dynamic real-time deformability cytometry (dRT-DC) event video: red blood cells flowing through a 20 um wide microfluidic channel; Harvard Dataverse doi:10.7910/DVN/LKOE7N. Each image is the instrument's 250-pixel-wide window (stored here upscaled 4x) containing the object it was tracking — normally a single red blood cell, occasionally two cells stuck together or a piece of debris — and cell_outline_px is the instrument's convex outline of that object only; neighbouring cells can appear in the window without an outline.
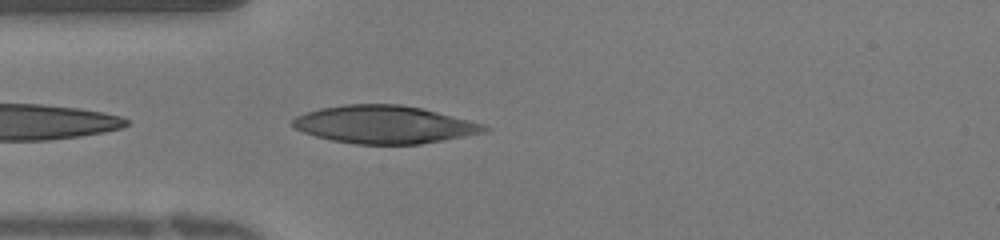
{"species": "human", "species_latin": "Homo sapiens", "temperature_condition": "warm", "stored_images_in_passage": 26, "camera_frame_rate_fps": 3000, "um_per_image_px": 0.085, "donor": {"sex": "female"}, "frame": {"image": 1, "passage_image": 1, "time_ms": 0.0, "image_size_px": [1000, 240], "cell_outline_px": [[492, 128], [488, 132], [444, 140], [420, 144], [356, 144], [332, 140], [316, 136], [304, 132], [296, 128], [292, 124], [292, 120], [296, 116], [304, 112], [320, 108], [344, 104], [400, 104], [420, 108], [484, 124]], "centroid_in_image_um": [32.68, 10.59], "position_along_channel_um": 52.3, "area_um2": 42.14}}
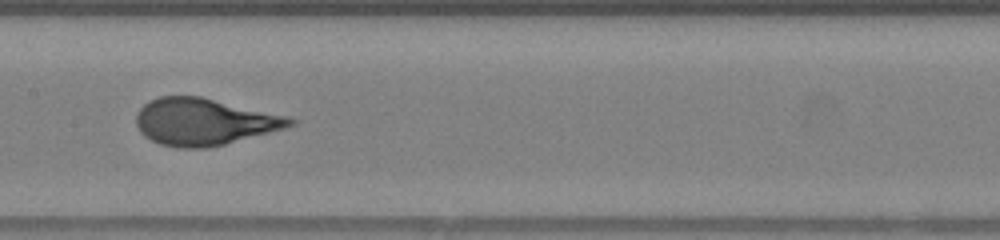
{"frame": {"image": 2, "passage_image": 9, "time_ms": 2.667, "image_size_px": [1000, 240], "cell_outline_px": [[296, 124], [284, 128], [224, 144], [204, 148], [180, 148], [160, 144], [144, 136], [140, 132], [136, 124], [136, 112], [148, 100], [160, 96], [200, 96], [288, 116], [296, 120]], "centroid_in_image_um": [17.31, 10.34], "position_along_channel_um": 190.1, "area_um2": 41.85}}
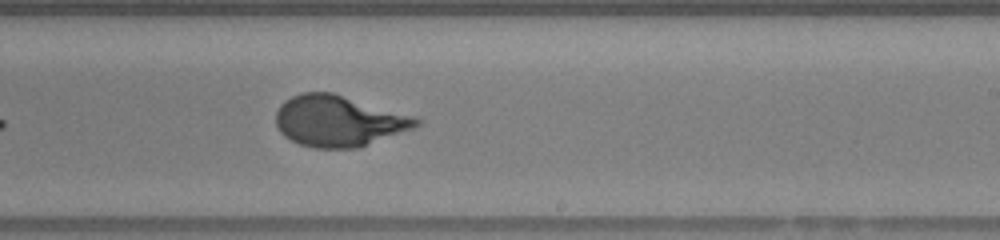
{"frame": {"image": 3, "passage_image": 13, "time_ms": 4.0, "image_size_px": [1000, 240], "cell_outline_px": [[424, 120], [416, 128], [360, 148], [312, 148], [300, 144], [284, 136], [280, 132], [276, 124], [276, 112], [280, 104], [284, 100], [300, 92], [332, 92], [416, 116]], "centroid_in_image_um": [28.83, 10.28], "position_along_channel_um": 260.2, "area_um2": 42.37}}